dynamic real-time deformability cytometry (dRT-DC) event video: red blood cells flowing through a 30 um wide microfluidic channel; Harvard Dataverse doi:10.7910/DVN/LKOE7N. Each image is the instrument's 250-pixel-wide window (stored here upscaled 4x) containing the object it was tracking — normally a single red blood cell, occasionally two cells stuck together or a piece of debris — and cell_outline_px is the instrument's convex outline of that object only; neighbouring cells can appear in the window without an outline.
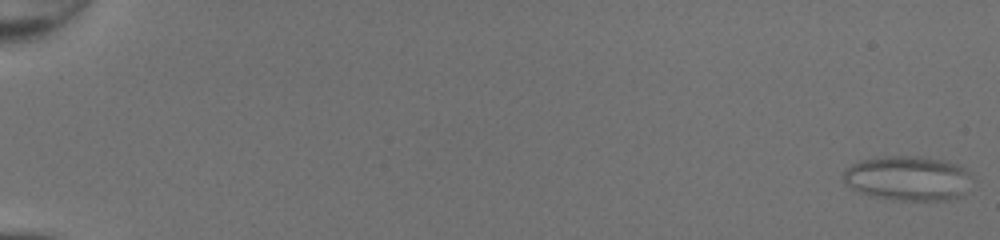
{"species": "common noctule bat (a hibernating species)", "species_latin": "Nyctalus noctula", "temperature_condition": "room temperature", "stored_images_in_passage": 50, "camera_frame_rate_fps": 3000, "um_per_image_px": 0.085, "animal": {"sex": "female", "body_mass_g": 20.0, "forearm_length_mm": 54.0}, "frame": {"image": 1, "passage_image": 1, "time_ms": 0.0, "image_size_px": [1000, 240], "cell_outline_px": [[972, 176], [964, 196], [944, 200], [896, 200], [872, 196], [860, 192], [844, 184], [844, 172], [852, 164], [860, 160], [888, 156], [920, 156], [940, 160], [956, 164], [964, 168]], "centroid_in_image_um": [77.18, 15.16], "position_along_channel_um": 7.8, "area_um2": 33.41}}
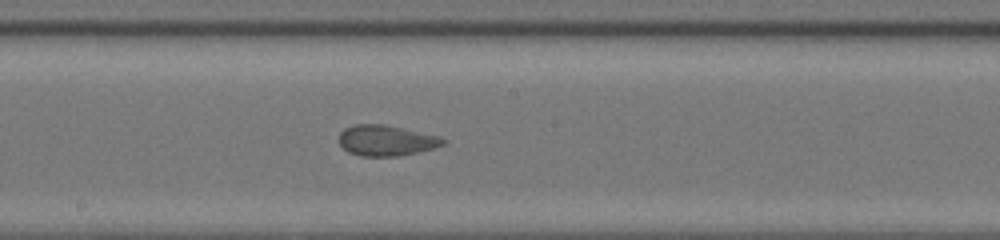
{"frame": {"image": 2, "passage_image": 30, "time_ms": 9.667, "image_size_px": [1000, 240], "cell_outline_px": [[444, 144], [420, 152], [400, 156], [360, 156], [348, 152], [340, 144], [340, 132], [344, 128], [356, 124], [384, 124], [440, 136], [444, 140]], "centroid_in_image_um": [32.82, 11.94], "position_along_channel_um": 215.4, "area_um2": 18.55}}
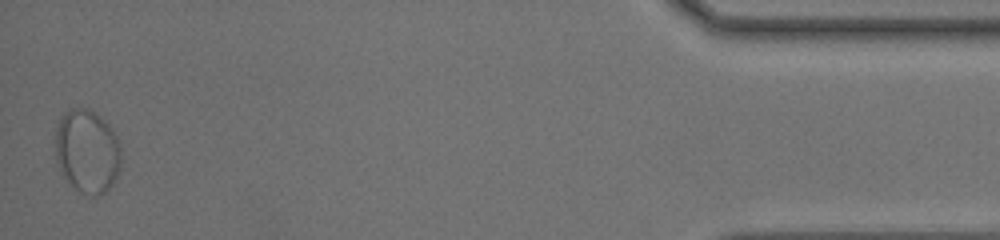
{"frame": {"image": 3, "passage_image": 50, "time_ms": 16.333, "image_size_px": [1000, 240], "cell_outline_px": [[120, 168], [112, 184], [104, 192], [96, 196], [92, 196], [80, 192], [60, 172], [56, 160], [56, 128], [60, 120], [68, 108], [88, 108], [104, 120], [112, 128], [116, 136], [120, 148]], "centroid_in_image_um": [7.41, 12.85], "position_along_channel_um": 427.8, "area_um2": 31.79}}